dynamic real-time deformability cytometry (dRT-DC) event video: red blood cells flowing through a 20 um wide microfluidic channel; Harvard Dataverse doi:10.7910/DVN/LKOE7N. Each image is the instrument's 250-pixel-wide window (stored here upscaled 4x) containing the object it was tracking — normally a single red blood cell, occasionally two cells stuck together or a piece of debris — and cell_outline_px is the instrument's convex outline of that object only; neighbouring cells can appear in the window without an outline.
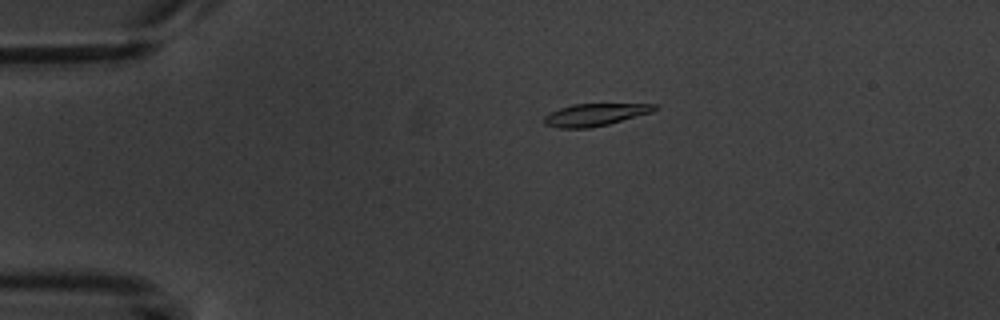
{"species": "common noctule bat (a hibernating species)", "species_latin": "Nyctalus noctula", "temperature_condition": "warm", "stored_images_in_passage": 5, "camera_frame_rate_fps": 3000, "um_per_image_px": 0.085, "animal": {"sex": "male", "body_mass_g": 20.1, "forearm_length_mm": 53.5}, "frame": {"image": 1, "passage_image": 3, "time_ms": 3.667, "image_size_px": [1000, 320], "cell_outline_px": [[660, 108], [652, 112], [608, 124], [588, 128], [560, 128], [544, 124], [544, 116], [560, 108], [572, 104], [656, 104]], "centroid_in_image_um": [50.6, 9.74], "position_along_channel_um": 34.4, "area_um2": 14.22}}
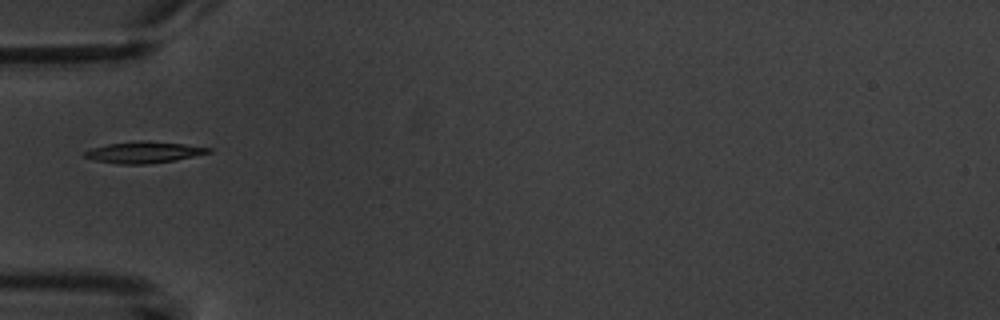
{"frame": {"image": 2, "passage_image": 5, "time_ms": 6.0, "image_size_px": [1000, 320], "cell_outline_px": [[212, 152], [176, 160], [148, 164], [116, 164], [96, 160], [84, 156], [84, 152], [92, 148], [108, 144], [148, 140], [184, 144], [212, 148]], "centroid_in_image_um": [12.26, 12.95], "position_along_channel_um": 72.7, "area_um2": 15.32}}